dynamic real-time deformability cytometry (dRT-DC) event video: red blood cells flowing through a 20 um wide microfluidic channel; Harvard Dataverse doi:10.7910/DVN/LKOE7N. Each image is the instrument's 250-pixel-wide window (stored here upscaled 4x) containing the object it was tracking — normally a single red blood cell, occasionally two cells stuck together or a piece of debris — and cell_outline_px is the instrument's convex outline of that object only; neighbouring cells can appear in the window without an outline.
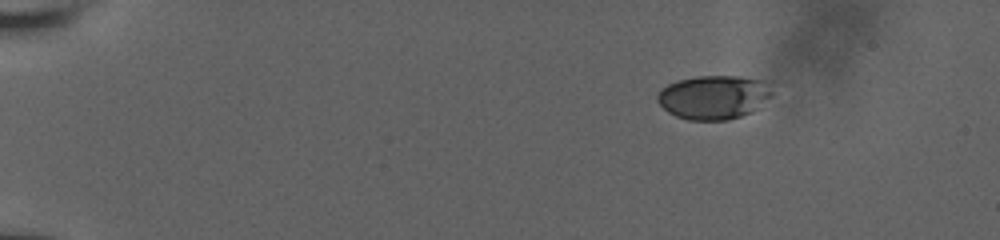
{"species": "human", "species_latin": "Homo sapiens", "temperature_condition": "room temperature", "stored_images_in_passage": 49, "camera_frame_rate_fps": 3000, "um_per_image_px": 0.085, "donor": {"sex": "male"}, "frame": {"image": 1, "passage_image": 1, "time_ms": 0.0, "image_size_px": [1000, 240], "cell_outline_px": [[776, 80], [772, 96], [748, 112], [740, 116], [728, 120], [688, 120], [676, 116], [668, 112], [656, 100], [656, 96], [668, 84], [680, 80], [696, 76], [740, 76]], "centroid_in_image_um": [60.76, 8.22], "position_along_channel_um": 24.2, "area_um2": 29.71}}
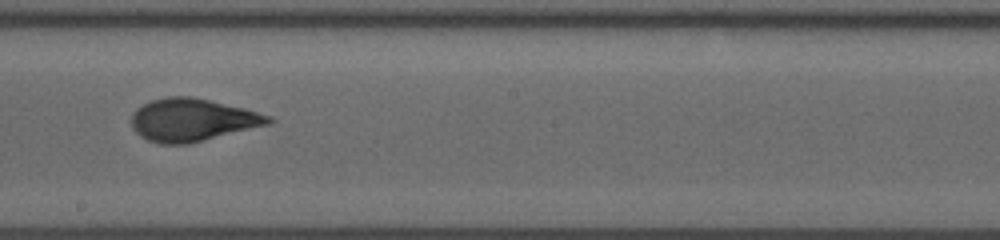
{"frame": {"image": 2, "passage_image": 27, "time_ms": 8.667, "image_size_px": [1000, 240], "cell_outline_px": [[276, 120], [268, 124], [188, 144], [160, 144], [148, 140], [140, 136], [132, 128], [132, 112], [136, 108], [152, 100], [168, 96], [192, 96], [244, 108], [272, 116]], "centroid_in_image_um": [16.33, 10.19], "position_along_channel_um": 231.9, "area_um2": 33.99}}
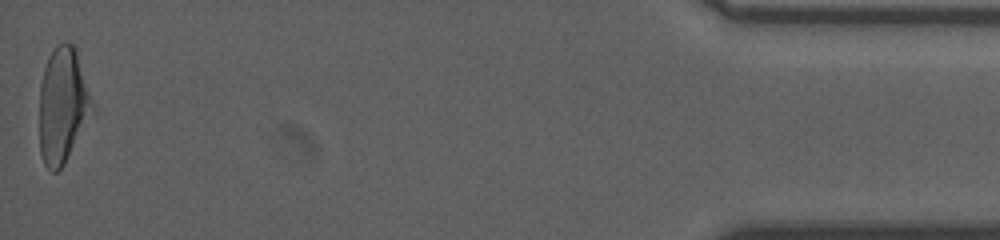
{"frame": {"image": 3, "passage_image": 49, "time_ms": 16.0, "image_size_px": [1000, 240], "cell_outline_px": [[96, 112], [64, 164], [56, 172], [52, 172], [44, 164], [40, 152], [40, 84], [44, 68], [48, 56], [56, 44], [72, 44], [76, 52], [96, 108]], "centroid_in_image_um": [5.37, 9.01], "position_along_channel_um": 429.8, "area_um2": 35.95}, "authors_computed_cell_mechanics": {"area_um2": 33.235, "velocity_mm_per_s": 3.8307, "shape_relaxation_time_tau1_ms": 6.4793, "shape_relaxation_time_tau2_ms": 0.9283, "deformation_change_tau1": 0.2091, "deformation_change_tau2": 0.0657}}